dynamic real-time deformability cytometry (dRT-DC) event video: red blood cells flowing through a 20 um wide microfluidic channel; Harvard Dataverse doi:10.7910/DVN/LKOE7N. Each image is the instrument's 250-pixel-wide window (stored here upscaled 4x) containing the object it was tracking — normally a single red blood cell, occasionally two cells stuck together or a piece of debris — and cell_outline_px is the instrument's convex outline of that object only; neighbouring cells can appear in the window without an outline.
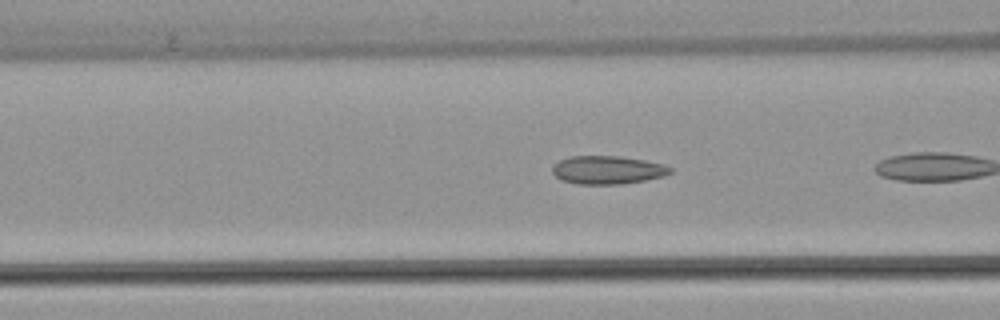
{"species": "common noctule bat (a hibernating species)", "species_latin": "Nyctalus noctula", "temperature_condition": "warm", "stored_images_in_passage": 5, "camera_frame_rate_fps": 3000, "um_per_image_px": 0.085, "animal": {"sex": "female", "body_mass_g": 22.7, "forearm_length_mm": 54.2}, "frame": {"image": 1, "passage_image": 4, "time_ms": 1.0, "image_size_px": [1000, 320], "cell_outline_px": [[672, 172], [664, 176], [644, 180], [620, 184], [576, 184], [564, 180], [556, 176], [552, 172], [552, 168], [560, 160], [568, 156], [620, 156], [644, 160], [664, 164], [672, 168]], "centroid_in_image_um": [51.66, 14.44], "position_along_channel_um": 114.9, "area_um2": 19.31}}